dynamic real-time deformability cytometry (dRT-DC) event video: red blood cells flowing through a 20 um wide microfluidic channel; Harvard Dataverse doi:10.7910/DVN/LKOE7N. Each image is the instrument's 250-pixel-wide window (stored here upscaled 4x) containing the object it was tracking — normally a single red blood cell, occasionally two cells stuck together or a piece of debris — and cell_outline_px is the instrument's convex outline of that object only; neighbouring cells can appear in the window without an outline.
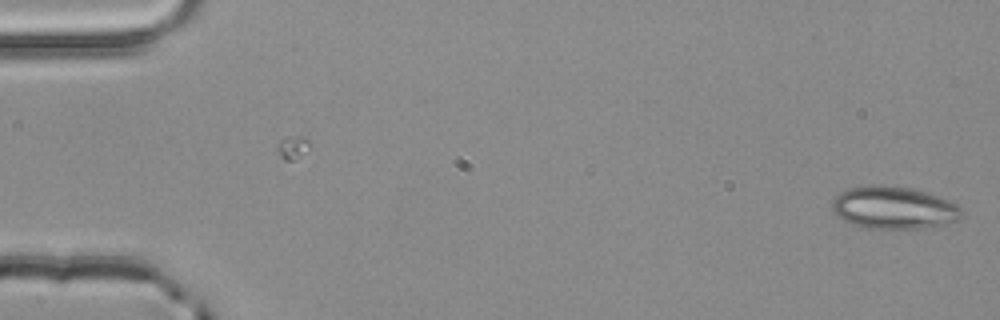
{"species": "common noctule bat (a hibernating species)", "species_latin": "Nyctalus noctula", "temperature_condition": "room temperature", "stored_images_in_passage": 5, "camera_frame_rate_fps": 3000, "um_per_image_px": 0.085, "animal": {"sex": "male", "body_mass_g": 20.4}, "frame": {"image": 1, "passage_image": 5, "time_ms": 1.333, "image_size_px": [1000, 320], "cell_outline_px": [[960, 216], [956, 220], [944, 224], [928, 228], [884, 232], [848, 224], [836, 216], [832, 212], [832, 200], [840, 192], [848, 188], [876, 184], [884, 184], [908, 188], [924, 192], [948, 200], [956, 204], [960, 208]], "centroid_in_image_um": [75.88, 17.71], "position_along_channel_um": 9.1, "area_um2": 32.95}}